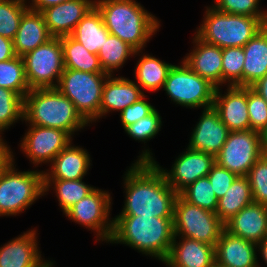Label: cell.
<instances>
[{
    "label": "cell",
    "instance_id": "obj_25",
    "mask_svg": "<svg viewBox=\"0 0 267 267\" xmlns=\"http://www.w3.org/2000/svg\"><path fill=\"white\" fill-rule=\"evenodd\" d=\"M52 37L42 13L28 8L21 17L20 26L13 40L15 54L22 57Z\"/></svg>",
    "mask_w": 267,
    "mask_h": 267
},
{
    "label": "cell",
    "instance_id": "obj_11",
    "mask_svg": "<svg viewBox=\"0 0 267 267\" xmlns=\"http://www.w3.org/2000/svg\"><path fill=\"white\" fill-rule=\"evenodd\" d=\"M150 149L142 150L140 156L134 162H153L163 173L167 183L178 194L189 184L201 177H205L216 163L215 156L202 151L190 149L180 153L172 164L171 170L162 168L154 158Z\"/></svg>",
    "mask_w": 267,
    "mask_h": 267
},
{
    "label": "cell",
    "instance_id": "obj_43",
    "mask_svg": "<svg viewBox=\"0 0 267 267\" xmlns=\"http://www.w3.org/2000/svg\"><path fill=\"white\" fill-rule=\"evenodd\" d=\"M146 98V95H144L138 101L120 112V121L123 129L135 123L139 119L148 116L155 110V107L151 105V103L147 102Z\"/></svg>",
    "mask_w": 267,
    "mask_h": 267
},
{
    "label": "cell",
    "instance_id": "obj_4",
    "mask_svg": "<svg viewBox=\"0 0 267 267\" xmlns=\"http://www.w3.org/2000/svg\"><path fill=\"white\" fill-rule=\"evenodd\" d=\"M23 121L30 125L61 129L71 137L90 126L73 102L57 88L31 89L24 97Z\"/></svg>",
    "mask_w": 267,
    "mask_h": 267
},
{
    "label": "cell",
    "instance_id": "obj_44",
    "mask_svg": "<svg viewBox=\"0 0 267 267\" xmlns=\"http://www.w3.org/2000/svg\"><path fill=\"white\" fill-rule=\"evenodd\" d=\"M1 134H3V132L0 131V172L4 170L15 157L10 146L4 141Z\"/></svg>",
    "mask_w": 267,
    "mask_h": 267
},
{
    "label": "cell",
    "instance_id": "obj_50",
    "mask_svg": "<svg viewBox=\"0 0 267 267\" xmlns=\"http://www.w3.org/2000/svg\"><path fill=\"white\" fill-rule=\"evenodd\" d=\"M261 158L267 163V148L261 149Z\"/></svg>",
    "mask_w": 267,
    "mask_h": 267
},
{
    "label": "cell",
    "instance_id": "obj_17",
    "mask_svg": "<svg viewBox=\"0 0 267 267\" xmlns=\"http://www.w3.org/2000/svg\"><path fill=\"white\" fill-rule=\"evenodd\" d=\"M229 132L213 106L203 109L191 132L188 147L216 156L226 142Z\"/></svg>",
    "mask_w": 267,
    "mask_h": 267
},
{
    "label": "cell",
    "instance_id": "obj_13",
    "mask_svg": "<svg viewBox=\"0 0 267 267\" xmlns=\"http://www.w3.org/2000/svg\"><path fill=\"white\" fill-rule=\"evenodd\" d=\"M260 132L254 130L229 132L215 161L237 176H246L261 158Z\"/></svg>",
    "mask_w": 267,
    "mask_h": 267
},
{
    "label": "cell",
    "instance_id": "obj_46",
    "mask_svg": "<svg viewBox=\"0 0 267 267\" xmlns=\"http://www.w3.org/2000/svg\"><path fill=\"white\" fill-rule=\"evenodd\" d=\"M27 1H28V8L34 11L41 12L50 6L61 4L63 2H66L67 0H31V1L27 0Z\"/></svg>",
    "mask_w": 267,
    "mask_h": 267
},
{
    "label": "cell",
    "instance_id": "obj_18",
    "mask_svg": "<svg viewBox=\"0 0 267 267\" xmlns=\"http://www.w3.org/2000/svg\"><path fill=\"white\" fill-rule=\"evenodd\" d=\"M95 6V0H67L41 11L53 37L71 35L78 22Z\"/></svg>",
    "mask_w": 267,
    "mask_h": 267
},
{
    "label": "cell",
    "instance_id": "obj_35",
    "mask_svg": "<svg viewBox=\"0 0 267 267\" xmlns=\"http://www.w3.org/2000/svg\"><path fill=\"white\" fill-rule=\"evenodd\" d=\"M27 4V0L0 1V36L14 40Z\"/></svg>",
    "mask_w": 267,
    "mask_h": 267
},
{
    "label": "cell",
    "instance_id": "obj_51",
    "mask_svg": "<svg viewBox=\"0 0 267 267\" xmlns=\"http://www.w3.org/2000/svg\"><path fill=\"white\" fill-rule=\"evenodd\" d=\"M212 267H226V266H223L221 264H218L217 262L214 263V265Z\"/></svg>",
    "mask_w": 267,
    "mask_h": 267
},
{
    "label": "cell",
    "instance_id": "obj_8",
    "mask_svg": "<svg viewBox=\"0 0 267 267\" xmlns=\"http://www.w3.org/2000/svg\"><path fill=\"white\" fill-rule=\"evenodd\" d=\"M180 63L171 67L163 86L171 102L190 109L212 107L216 87Z\"/></svg>",
    "mask_w": 267,
    "mask_h": 267
},
{
    "label": "cell",
    "instance_id": "obj_12",
    "mask_svg": "<svg viewBox=\"0 0 267 267\" xmlns=\"http://www.w3.org/2000/svg\"><path fill=\"white\" fill-rule=\"evenodd\" d=\"M112 197L108 191L95 188L90 194L72 205L64 215L77 224L95 231L96 241L108 243L113 231ZM112 219V220H111Z\"/></svg>",
    "mask_w": 267,
    "mask_h": 267
},
{
    "label": "cell",
    "instance_id": "obj_52",
    "mask_svg": "<svg viewBox=\"0 0 267 267\" xmlns=\"http://www.w3.org/2000/svg\"><path fill=\"white\" fill-rule=\"evenodd\" d=\"M47 267H54V261L52 262L51 260L49 261Z\"/></svg>",
    "mask_w": 267,
    "mask_h": 267
},
{
    "label": "cell",
    "instance_id": "obj_20",
    "mask_svg": "<svg viewBox=\"0 0 267 267\" xmlns=\"http://www.w3.org/2000/svg\"><path fill=\"white\" fill-rule=\"evenodd\" d=\"M163 263L167 267H212L215 263V246L174 236L168 257Z\"/></svg>",
    "mask_w": 267,
    "mask_h": 267
},
{
    "label": "cell",
    "instance_id": "obj_21",
    "mask_svg": "<svg viewBox=\"0 0 267 267\" xmlns=\"http://www.w3.org/2000/svg\"><path fill=\"white\" fill-rule=\"evenodd\" d=\"M257 244L223 230L215 245V262L226 267H260Z\"/></svg>",
    "mask_w": 267,
    "mask_h": 267
},
{
    "label": "cell",
    "instance_id": "obj_9",
    "mask_svg": "<svg viewBox=\"0 0 267 267\" xmlns=\"http://www.w3.org/2000/svg\"><path fill=\"white\" fill-rule=\"evenodd\" d=\"M173 229L175 236L215 246L225 226L215 212L192 205L178 195L174 204Z\"/></svg>",
    "mask_w": 267,
    "mask_h": 267
},
{
    "label": "cell",
    "instance_id": "obj_31",
    "mask_svg": "<svg viewBox=\"0 0 267 267\" xmlns=\"http://www.w3.org/2000/svg\"><path fill=\"white\" fill-rule=\"evenodd\" d=\"M142 53L143 50L135 51L119 37L109 34L97 56L103 72L111 76L115 70L123 68L129 57L140 56Z\"/></svg>",
    "mask_w": 267,
    "mask_h": 267
},
{
    "label": "cell",
    "instance_id": "obj_28",
    "mask_svg": "<svg viewBox=\"0 0 267 267\" xmlns=\"http://www.w3.org/2000/svg\"><path fill=\"white\" fill-rule=\"evenodd\" d=\"M253 203L251 186L246 176H238L218 200L216 214L225 224L245 206Z\"/></svg>",
    "mask_w": 267,
    "mask_h": 267
},
{
    "label": "cell",
    "instance_id": "obj_7",
    "mask_svg": "<svg viewBox=\"0 0 267 267\" xmlns=\"http://www.w3.org/2000/svg\"><path fill=\"white\" fill-rule=\"evenodd\" d=\"M109 76L106 73L64 69L56 88L69 98L81 116L92 124L100 119L103 86Z\"/></svg>",
    "mask_w": 267,
    "mask_h": 267
},
{
    "label": "cell",
    "instance_id": "obj_1",
    "mask_svg": "<svg viewBox=\"0 0 267 267\" xmlns=\"http://www.w3.org/2000/svg\"><path fill=\"white\" fill-rule=\"evenodd\" d=\"M123 177L125 201L116 216L173 218L179 195L153 162H134Z\"/></svg>",
    "mask_w": 267,
    "mask_h": 267
},
{
    "label": "cell",
    "instance_id": "obj_49",
    "mask_svg": "<svg viewBox=\"0 0 267 267\" xmlns=\"http://www.w3.org/2000/svg\"><path fill=\"white\" fill-rule=\"evenodd\" d=\"M261 147L267 148V127L260 132Z\"/></svg>",
    "mask_w": 267,
    "mask_h": 267
},
{
    "label": "cell",
    "instance_id": "obj_24",
    "mask_svg": "<svg viewBox=\"0 0 267 267\" xmlns=\"http://www.w3.org/2000/svg\"><path fill=\"white\" fill-rule=\"evenodd\" d=\"M71 142L44 170V179L79 180L83 179L92 165L89 152Z\"/></svg>",
    "mask_w": 267,
    "mask_h": 267
},
{
    "label": "cell",
    "instance_id": "obj_30",
    "mask_svg": "<svg viewBox=\"0 0 267 267\" xmlns=\"http://www.w3.org/2000/svg\"><path fill=\"white\" fill-rule=\"evenodd\" d=\"M65 69L89 73H104L96 54L89 52L71 35L61 37Z\"/></svg>",
    "mask_w": 267,
    "mask_h": 267
},
{
    "label": "cell",
    "instance_id": "obj_23",
    "mask_svg": "<svg viewBox=\"0 0 267 267\" xmlns=\"http://www.w3.org/2000/svg\"><path fill=\"white\" fill-rule=\"evenodd\" d=\"M114 76H109L104 83L100 104V118L115 110L122 112L145 95L135 81L122 76Z\"/></svg>",
    "mask_w": 267,
    "mask_h": 267
},
{
    "label": "cell",
    "instance_id": "obj_16",
    "mask_svg": "<svg viewBox=\"0 0 267 267\" xmlns=\"http://www.w3.org/2000/svg\"><path fill=\"white\" fill-rule=\"evenodd\" d=\"M36 229H29L0 247V267H47L42 258Z\"/></svg>",
    "mask_w": 267,
    "mask_h": 267
},
{
    "label": "cell",
    "instance_id": "obj_39",
    "mask_svg": "<svg viewBox=\"0 0 267 267\" xmlns=\"http://www.w3.org/2000/svg\"><path fill=\"white\" fill-rule=\"evenodd\" d=\"M261 0H214L216 10L228 14L246 15L251 17H259L267 24V11L259 8Z\"/></svg>",
    "mask_w": 267,
    "mask_h": 267
},
{
    "label": "cell",
    "instance_id": "obj_34",
    "mask_svg": "<svg viewBox=\"0 0 267 267\" xmlns=\"http://www.w3.org/2000/svg\"><path fill=\"white\" fill-rule=\"evenodd\" d=\"M208 176L201 177L184 188L179 195L188 203L216 213L218 199Z\"/></svg>",
    "mask_w": 267,
    "mask_h": 267
},
{
    "label": "cell",
    "instance_id": "obj_10",
    "mask_svg": "<svg viewBox=\"0 0 267 267\" xmlns=\"http://www.w3.org/2000/svg\"><path fill=\"white\" fill-rule=\"evenodd\" d=\"M22 58L30 90L56 88L65 69L61 37H52Z\"/></svg>",
    "mask_w": 267,
    "mask_h": 267
},
{
    "label": "cell",
    "instance_id": "obj_22",
    "mask_svg": "<svg viewBox=\"0 0 267 267\" xmlns=\"http://www.w3.org/2000/svg\"><path fill=\"white\" fill-rule=\"evenodd\" d=\"M224 226L232 235L258 244L266 237L267 206L253 202L241 209Z\"/></svg>",
    "mask_w": 267,
    "mask_h": 267
},
{
    "label": "cell",
    "instance_id": "obj_36",
    "mask_svg": "<svg viewBox=\"0 0 267 267\" xmlns=\"http://www.w3.org/2000/svg\"><path fill=\"white\" fill-rule=\"evenodd\" d=\"M244 61L245 53L243 47L222 49V84L224 86H242Z\"/></svg>",
    "mask_w": 267,
    "mask_h": 267
},
{
    "label": "cell",
    "instance_id": "obj_41",
    "mask_svg": "<svg viewBox=\"0 0 267 267\" xmlns=\"http://www.w3.org/2000/svg\"><path fill=\"white\" fill-rule=\"evenodd\" d=\"M247 107L250 130L261 132L267 127V102L251 87H247Z\"/></svg>",
    "mask_w": 267,
    "mask_h": 267
},
{
    "label": "cell",
    "instance_id": "obj_47",
    "mask_svg": "<svg viewBox=\"0 0 267 267\" xmlns=\"http://www.w3.org/2000/svg\"><path fill=\"white\" fill-rule=\"evenodd\" d=\"M267 102V74L250 86Z\"/></svg>",
    "mask_w": 267,
    "mask_h": 267
},
{
    "label": "cell",
    "instance_id": "obj_19",
    "mask_svg": "<svg viewBox=\"0 0 267 267\" xmlns=\"http://www.w3.org/2000/svg\"><path fill=\"white\" fill-rule=\"evenodd\" d=\"M191 52L182 60L200 77L222 88V49L199 39L195 34Z\"/></svg>",
    "mask_w": 267,
    "mask_h": 267
},
{
    "label": "cell",
    "instance_id": "obj_27",
    "mask_svg": "<svg viewBox=\"0 0 267 267\" xmlns=\"http://www.w3.org/2000/svg\"><path fill=\"white\" fill-rule=\"evenodd\" d=\"M109 34L100 12L94 6L78 22L71 36L89 52L97 55Z\"/></svg>",
    "mask_w": 267,
    "mask_h": 267
},
{
    "label": "cell",
    "instance_id": "obj_26",
    "mask_svg": "<svg viewBox=\"0 0 267 267\" xmlns=\"http://www.w3.org/2000/svg\"><path fill=\"white\" fill-rule=\"evenodd\" d=\"M242 86L250 87L267 74V24L244 46Z\"/></svg>",
    "mask_w": 267,
    "mask_h": 267
},
{
    "label": "cell",
    "instance_id": "obj_2",
    "mask_svg": "<svg viewBox=\"0 0 267 267\" xmlns=\"http://www.w3.org/2000/svg\"><path fill=\"white\" fill-rule=\"evenodd\" d=\"M173 218L116 216L108 243L124 244L164 262L174 240Z\"/></svg>",
    "mask_w": 267,
    "mask_h": 267
},
{
    "label": "cell",
    "instance_id": "obj_45",
    "mask_svg": "<svg viewBox=\"0 0 267 267\" xmlns=\"http://www.w3.org/2000/svg\"><path fill=\"white\" fill-rule=\"evenodd\" d=\"M16 57L13 41L0 36V62Z\"/></svg>",
    "mask_w": 267,
    "mask_h": 267
},
{
    "label": "cell",
    "instance_id": "obj_38",
    "mask_svg": "<svg viewBox=\"0 0 267 267\" xmlns=\"http://www.w3.org/2000/svg\"><path fill=\"white\" fill-rule=\"evenodd\" d=\"M162 117L158 110L127 126L124 130L135 141L147 143L161 131Z\"/></svg>",
    "mask_w": 267,
    "mask_h": 267
},
{
    "label": "cell",
    "instance_id": "obj_33",
    "mask_svg": "<svg viewBox=\"0 0 267 267\" xmlns=\"http://www.w3.org/2000/svg\"><path fill=\"white\" fill-rule=\"evenodd\" d=\"M0 87L16 92L23 99L30 91L22 57L0 62Z\"/></svg>",
    "mask_w": 267,
    "mask_h": 267
},
{
    "label": "cell",
    "instance_id": "obj_5",
    "mask_svg": "<svg viewBox=\"0 0 267 267\" xmlns=\"http://www.w3.org/2000/svg\"><path fill=\"white\" fill-rule=\"evenodd\" d=\"M202 24L194 33L202 41L221 49L243 47L266 24L259 17L228 14L207 6Z\"/></svg>",
    "mask_w": 267,
    "mask_h": 267
},
{
    "label": "cell",
    "instance_id": "obj_29",
    "mask_svg": "<svg viewBox=\"0 0 267 267\" xmlns=\"http://www.w3.org/2000/svg\"><path fill=\"white\" fill-rule=\"evenodd\" d=\"M144 54L137 60L135 66V82L141 89L155 92L163 88L173 64L161 61L150 54Z\"/></svg>",
    "mask_w": 267,
    "mask_h": 267
},
{
    "label": "cell",
    "instance_id": "obj_14",
    "mask_svg": "<svg viewBox=\"0 0 267 267\" xmlns=\"http://www.w3.org/2000/svg\"><path fill=\"white\" fill-rule=\"evenodd\" d=\"M28 126L24 137L21 138L20 149L35 167L42 163L51 164L54 158L73 140L67 132L61 129L30 124Z\"/></svg>",
    "mask_w": 267,
    "mask_h": 267
},
{
    "label": "cell",
    "instance_id": "obj_48",
    "mask_svg": "<svg viewBox=\"0 0 267 267\" xmlns=\"http://www.w3.org/2000/svg\"><path fill=\"white\" fill-rule=\"evenodd\" d=\"M257 252H260L259 256L262 257V259L267 265V239H264L263 241L257 244Z\"/></svg>",
    "mask_w": 267,
    "mask_h": 267
},
{
    "label": "cell",
    "instance_id": "obj_3",
    "mask_svg": "<svg viewBox=\"0 0 267 267\" xmlns=\"http://www.w3.org/2000/svg\"><path fill=\"white\" fill-rule=\"evenodd\" d=\"M104 25L135 51L143 50L159 31L160 21L136 0H95ZM158 29V30H157Z\"/></svg>",
    "mask_w": 267,
    "mask_h": 267
},
{
    "label": "cell",
    "instance_id": "obj_32",
    "mask_svg": "<svg viewBox=\"0 0 267 267\" xmlns=\"http://www.w3.org/2000/svg\"><path fill=\"white\" fill-rule=\"evenodd\" d=\"M53 186V187H52ZM53 188L63 214L75 203L90 194L96 187L87 185L83 179H44V195Z\"/></svg>",
    "mask_w": 267,
    "mask_h": 267
},
{
    "label": "cell",
    "instance_id": "obj_42",
    "mask_svg": "<svg viewBox=\"0 0 267 267\" xmlns=\"http://www.w3.org/2000/svg\"><path fill=\"white\" fill-rule=\"evenodd\" d=\"M207 176L218 200L227 192L234 180L238 177L236 174L221 167L217 163L212 166Z\"/></svg>",
    "mask_w": 267,
    "mask_h": 267
},
{
    "label": "cell",
    "instance_id": "obj_6",
    "mask_svg": "<svg viewBox=\"0 0 267 267\" xmlns=\"http://www.w3.org/2000/svg\"><path fill=\"white\" fill-rule=\"evenodd\" d=\"M15 161L0 172V217L19 215L44 196V171H17Z\"/></svg>",
    "mask_w": 267,
    "mask_h": 267
},
{
    "label": "cell",
    "instance_id": "obj_37",
    "mask_svg": "<svg viewBox=\"0 0 267 267\" xmlns=\"http://www.w3.org/2000/svg\"><path fill=\"white\" fill-rule=\"evenodd\" d=\"M24 99L12 90L0 87V131L23 121Z\"/></svg>",
    "mask_w": 267,
    "mask_h": 267
},
{
    "label": "cell",
    "instance_id": "obj_40",
    "mask_svg": "<svg viewBox=\"0 0 267 267\" xmlns=\"http://www.w3.org/2000/svg\"><path fill=\"white\" fill-rule=\"evenodd\" d=\"M246 177L251 186L253 202L267 206V163L260 158Z\"/></svg>",
    "mask_w": 267,
    "mask_h": 267
},
{
    "label": "cell",
    "instance_id": "obj_15",
    "mask_svg": "<svg viewBox=\"0 0 267 267\" xmlns=\"http://www.w3.org/2000/svg\"><path fill=\"white\" fill-rule=\"evenodd\" d=\"M216 88L213 108L230 132L250 130L247 107V87L228 86L225 93Z\"/></svg>",
    "mask_w": 267,
    "mask_h": 267
}]
</instances>
